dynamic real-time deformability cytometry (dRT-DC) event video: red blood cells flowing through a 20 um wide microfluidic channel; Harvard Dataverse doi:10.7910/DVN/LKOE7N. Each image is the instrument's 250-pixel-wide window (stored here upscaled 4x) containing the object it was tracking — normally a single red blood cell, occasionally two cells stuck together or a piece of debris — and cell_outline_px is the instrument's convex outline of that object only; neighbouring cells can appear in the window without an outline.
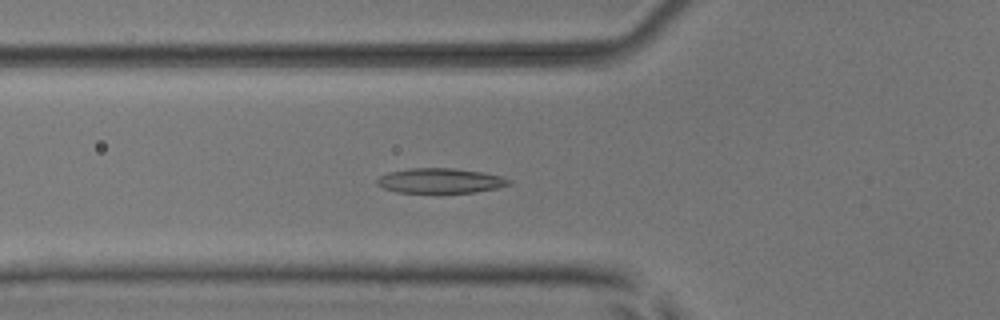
{"species": "common noctule bat (a hibernating species)", "species_latin": "Nyctalus noctula", "temperature_condition": "room temperature", "stored_images_in_passage": 54, "camera_frame_rate_fps": 3000, "um_per_image_px": 0.085, "animal": {"sex": "male", "body_mass_g": 17.9, "forearm_length_mm": 54.2}, "frame": {"image": 1, "passage_image": 20, "time_ms": 6.333, "image_size_px": [1000, 320], "cell_outline_px": [[512, 184], [496, 188], [476, 192], [396, 192], [384, 188], [376, 184], [376, 180], [380, 176], [388, 172], [408, 168], [452, 168], [484, 172], [500, 176], [512, 180]], "centroid_in_image_um": [37.43, 15.35], "position_along_channel_um": 88.4, "area_um2": 19.13}}
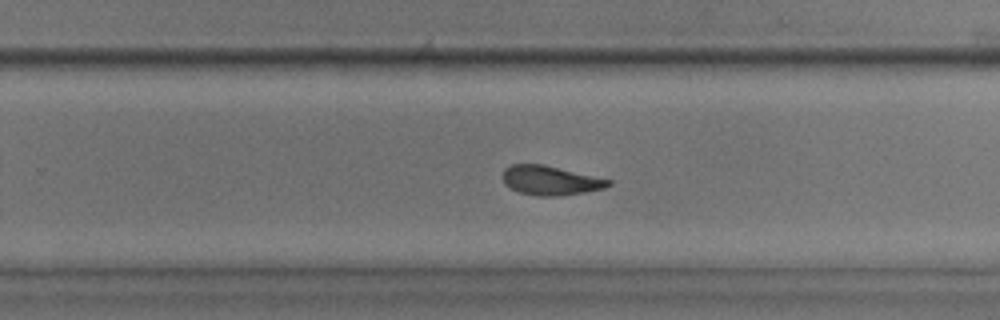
{"frame": {"image": 2, "passage_image": 35, "time_ms": 11.333, "image_size_px": [1000, 320], "cell_outline_px": [[612, 184], [604, 188], [584, 192], [560, 196], [540, 196], [520, 192], [504, 184], [504, 168], [512, 164], [544, 164], [612, 180]], "centroid_in_image_um": [46.8, 15.33], "position_along_channel_um": 283.0, "area_um2": 17.92}}
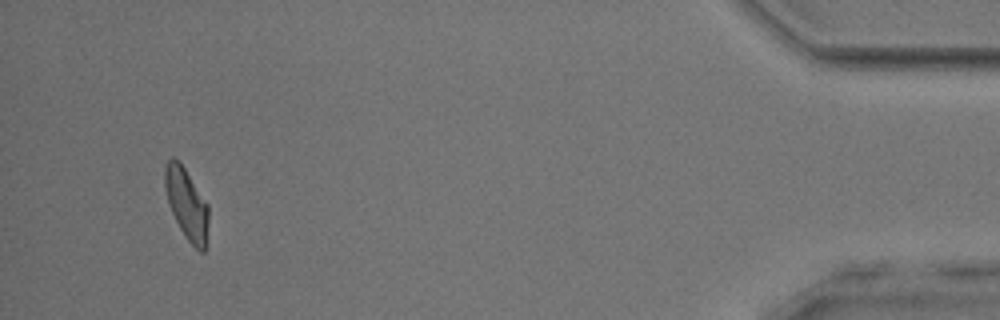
{"frame": {"image": 3, "passage_image": 51, "time_ms": 16.667, "image_size_px": [1000, 320], "cell_outline_px": [[208, 244], [204, 252], [200, 252], [188, 240], [180, 228], [168, 204], [164, 184], [164, 164], [172, 156], [180, 160], [208, 204]], "centroid_in_image_um": [15.87, 17.3], "position_along_channel_um": 419.3, "area_um2": 18.44}, "authors_computed_cell_mechanics": {"area_um2": 18.8717, "velocity_mm_per_s": 3.8969, "shape_relaxation_time_tau1_ms": 4.1808, "shape_relaxation_time_tau2_ms": 2.9294, "deformation_change_tau1": 0.1425, "deformation_change_tau2": 0.1009}}